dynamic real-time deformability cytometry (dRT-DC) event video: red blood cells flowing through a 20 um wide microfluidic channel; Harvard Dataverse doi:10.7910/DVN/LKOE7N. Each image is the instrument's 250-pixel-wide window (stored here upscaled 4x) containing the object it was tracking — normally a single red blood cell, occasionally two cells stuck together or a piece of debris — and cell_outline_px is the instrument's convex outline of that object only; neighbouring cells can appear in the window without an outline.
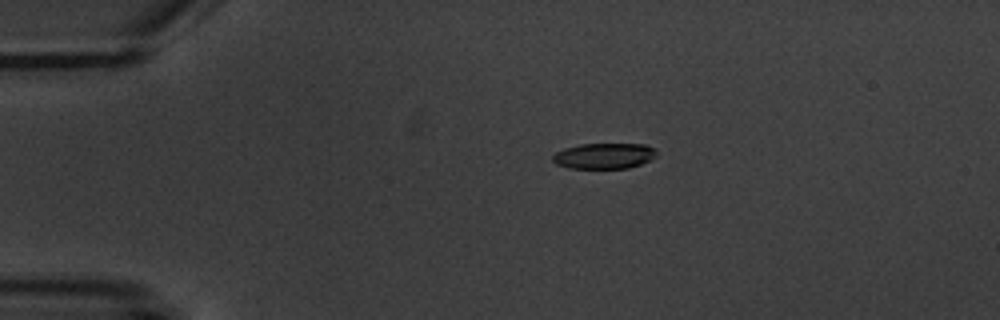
{"species": "common noctule bat (a hibernating species)", "species_latin": "Nyctalus noctula", "temperature_condition": "warm", "stored_images_in_passage": 7, "camera_frame_rate_fps": 3000, "um_per_image_px": 0.085, "animal": {"sex": "male", "body_mass_g": 20.1, "forearm_length_mm": 53.5}, "frame": {"image": 1, "passage_image": 4, "time_ms": 3.333, "image_size_px": [1000, 320], "cell_outline_px": [[656, 156], [640, 164], [628, 168], [568, 168], [556, 164], [552, 160], [552, 156], [556, 152], [564, 148], [580, 144], [644, 144], [656, 148]], "centroid_in_image_um": [51.33, 13.24], "position_along_channel_um": 33.7, "area_um2": 15.55}}
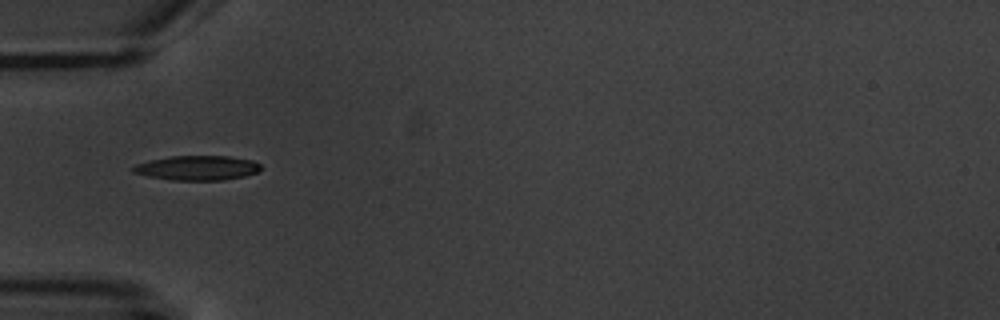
{"frame": {"image": 2, "passage_image": 6, "time_ms": 5.667, "image_size_px": [1000, 320], "cell_outline_px": [[264, 168], [256, 172], [244, 176], [224, 180], [172, 180], [148, 176], [132, 172], [132, 168], [136, 164], [152, 160], [172, 156], [228, 156], [252, 160], [260, 164]], "centroid_in_image_um": [16.8, 14.27], "position_along_channel_um": 68.2, "area_um2": 18.21}}